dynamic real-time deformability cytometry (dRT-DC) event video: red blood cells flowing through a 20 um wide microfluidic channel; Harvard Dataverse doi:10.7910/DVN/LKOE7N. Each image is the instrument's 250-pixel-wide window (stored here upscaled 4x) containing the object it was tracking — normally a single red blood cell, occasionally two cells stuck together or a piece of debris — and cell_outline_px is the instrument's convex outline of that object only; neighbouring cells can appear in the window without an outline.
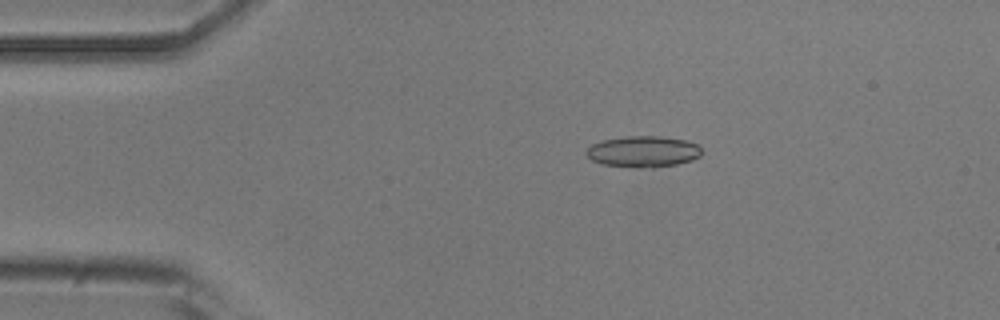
{"species": "common noctule bat (a hibernating species)", "species_latin": "Nyctalus noctula", "temperature_condition": "room temperature", "stored_images_in_passage": 54, "camera_frame_rate_fps": 3000, "um_per_image_px": 0.085, "animal": {"sex": "male", "body_mass_g": 20.5, "forearm_length_mm": 52.5}, "frame": {"image": 1, "passage_image": 10, "time_ms": 3.0, "image_size_px": [1000, 320], "cell_outline_px": [[700, 156], [692, 160], [676, 164], [652, 168], [604, 164], [592, 160], [584, 152], [592, 144], [604, 140], [628, 136], [660, 136], [684, 140], [696, 144], [700, 148]], "centroid_in_image_um": [54.67, 12.88], "position_along_channel_um": 30.3, "area_um2": 20.58}}
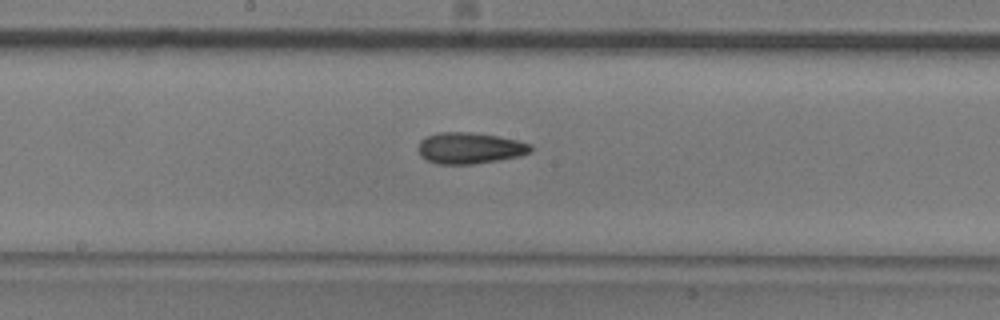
{"frame": {"image": 2, "passage_image": 28, "time_ms": 9.0, "image_size_px": [1000, 320], "cell_outline_px": [[532, 152], [520, 156], [472, 164], [436, 164], [420, 156], [420, 140], [428, 136], [440, 132], [472, 132], [500, 136], [532, 144]], "centroid_in_image_um": [39.97, 12.58], "position_along_channel_um": 208.2, "area_um2": 20.4}}
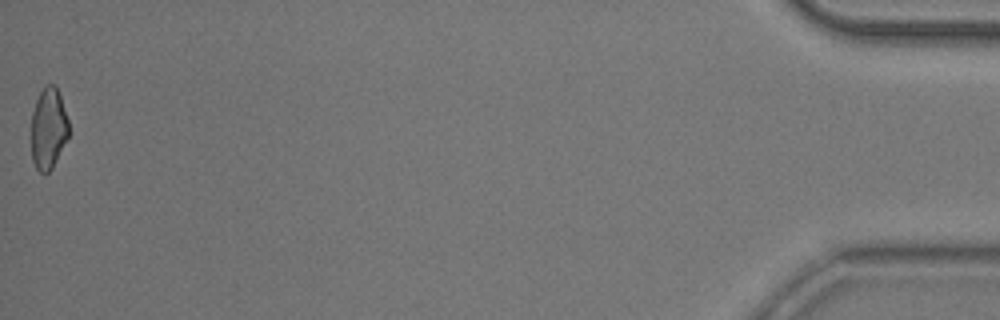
{"frame": {"image": 3, "passage_image": 54, "time_ms": 17.667, "image_size_px": [1000, 320], "cell_outline_px": [[68, 136], [52, 168], [48, 172], [40, 172], [36, 168], [32, 160], [32, 112], [36, 100], [40, 92], [48, 84], [56, 84], [68, 120]], "centroid_in_image_um": [4.11, 10.91], "position_along_channel_um": 431.1, "area_um2": 17.46}, "authors_computed_cell_mechanics": {"area_um2": 19.7098, "velocity_mm_per_s": 3.7287, "shape_relaxation_time_tau1_ms": 9.259, "shape_relaxation_time_tau2_ms": 4.2423, "deformation_change_tau1": 0.1739, "deformation_change_tau2": 0.1195}}